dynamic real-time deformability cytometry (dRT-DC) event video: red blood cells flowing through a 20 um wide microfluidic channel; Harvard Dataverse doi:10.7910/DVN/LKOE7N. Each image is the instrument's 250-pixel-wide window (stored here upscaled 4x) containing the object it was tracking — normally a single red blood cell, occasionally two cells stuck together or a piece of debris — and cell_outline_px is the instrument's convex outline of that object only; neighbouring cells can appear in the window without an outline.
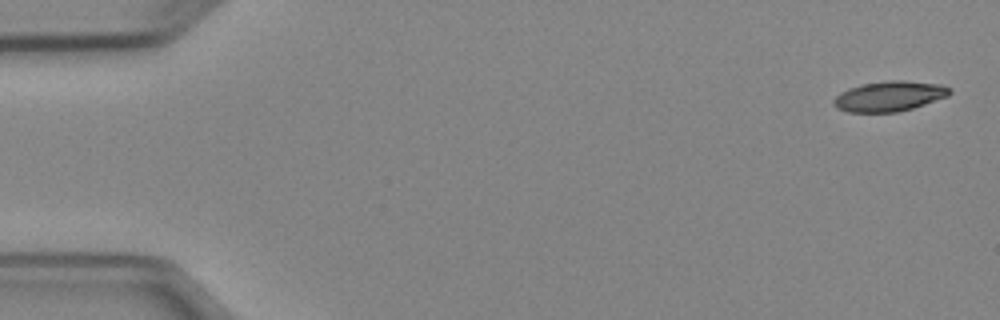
{"species": "Egyptian fruit bat (a non-hibernating species)", "species_latin": "Rousettus aegyptiacus", "temperature_condition": "cold", "stored_images_in_passage": 4, "camera_frame_rate_fps": 3000, "um_per_image_px": 0.085, "animal": {"sex": "female"}, "frame": {"image": 1, "passage_image": 1, "time_ms": 0.0, "image_size_px": [1000, 320], "cell_outline_px": [[952, 92], [948, 96], [912, 108], [896, 112], [848, 112], [836, 108], [832, 104], [832, 100], [840, 92], [848, 88], [864, 84], [892, 80], [904, 80], [940, 84], [952, 88]], "centroid_in_image_um": [75.58, 8.18], "position_along_channel_um": 9.4, "area_um2": 20.4}}